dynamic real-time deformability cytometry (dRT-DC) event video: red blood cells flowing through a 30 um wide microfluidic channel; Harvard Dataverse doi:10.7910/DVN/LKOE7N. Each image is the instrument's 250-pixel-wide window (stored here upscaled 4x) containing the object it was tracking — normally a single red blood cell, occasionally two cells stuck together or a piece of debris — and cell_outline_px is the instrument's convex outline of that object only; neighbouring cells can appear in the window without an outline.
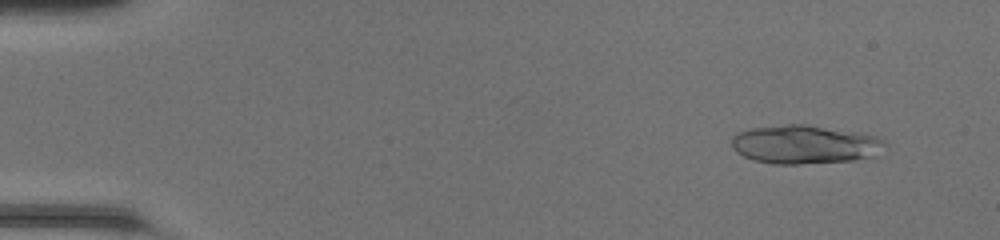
{"species": "common noctule bat (a hibernating species)", "species_latin": "Nyctalus noctula", "temperature_condition": "room temperature", "stored_images_in_passage": 48, "segment_of_instrument_passage": [1, 2], "camera_frame_rate_fps": 3000, "um_per_image_px": 0.085, "animal": {"sex": "female", "body_mass_g": 20.0, "forearm_length_mm": 54.0}, "frame": {"image": 1, "passage_image": 4, "time_ms": 1.0, "image_size_px": [1000, 240], "cell_outline_px": [[888, 144], [872, 156], [856, 160], [800, 164], [772, 164], [752, 160], [736, 152], [732, 148], [732, 136], [736, 132], [748, 128], [788, 124], [804, 124], [856, 132], [872, 136], [884, 140]], "centroid_in_image_um": [68.33, 12.28], "position_along_channel_um": 16.7, "area_um2": 34.56}}